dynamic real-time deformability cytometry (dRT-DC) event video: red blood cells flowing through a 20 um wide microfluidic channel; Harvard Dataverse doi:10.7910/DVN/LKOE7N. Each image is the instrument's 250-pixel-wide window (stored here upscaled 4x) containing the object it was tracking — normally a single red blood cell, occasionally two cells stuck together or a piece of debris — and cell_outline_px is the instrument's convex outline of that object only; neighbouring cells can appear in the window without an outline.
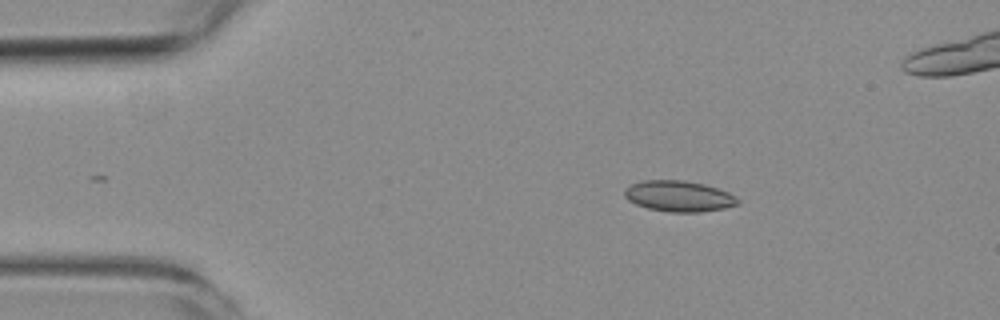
{"species": "common noctule bat (a hibernating species)", "species_latin": "Nyctalus noctula", "temperature_condition": "room temperature", "stored_images_in_passage": 2, "camera_frame_rate_fps": 3000, "um_per_image_px": 0.085, "animal": {"sex": "female", "body_mass_g": 19.3, "forearm_length_mm": 54.1}, "frame": {"image": 1, "passage_image": 2, "time_ms": 1.333, "image_size_px": [1000, 320], "cell_outline_px": [[740, 204], [724, 208], [700, 212], [668, 212], [648, 208], [636, 204], [628, 200], [624, 196], [624, 188], [632, 184], [644, 180], [684, 180], [704, 184], [728, 192], [736, 196], [740, 200]], "centroid_in_image_um": [57.71, 16.67], "position_along_channel_um": 27.3, "area_um2": 20.46}}